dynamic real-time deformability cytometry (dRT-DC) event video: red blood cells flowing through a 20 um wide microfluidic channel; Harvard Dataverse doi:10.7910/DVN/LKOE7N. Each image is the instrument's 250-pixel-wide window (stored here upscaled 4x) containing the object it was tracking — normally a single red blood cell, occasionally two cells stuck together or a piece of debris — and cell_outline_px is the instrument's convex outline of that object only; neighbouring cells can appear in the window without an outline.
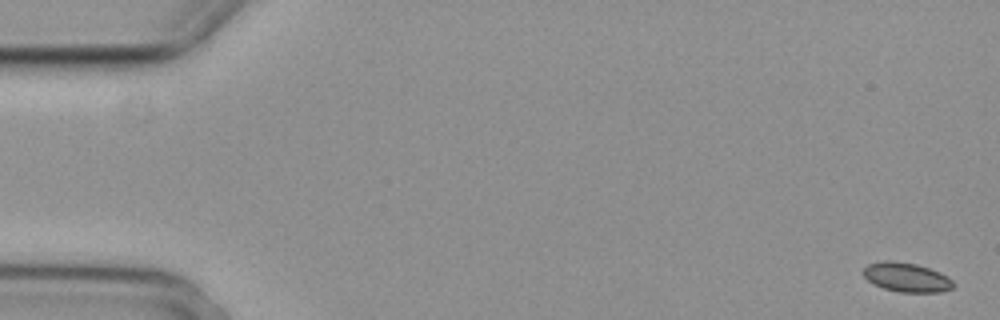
{"species": "common noctule bat (a hibernating species)", "species_latin": "Nyctalus noctula", "temperature_condition": "cold", "stored_images_in_passage": 6, "segment_of_instrument_passage": [2, 2], "camera_frame_rate_fps": 3000, "um_per_image_px": 0.085, "animal": {"sex": "female", "body_mass_g": 29.2, "forearm_length_mm": 56.3}, "frame": {"image": 1, "passage_image": 6, "time_ms": 1.667, "image_size_px": [1000, 320], "cell_outline_px": [[956, 284], [952, 288], [940, 292], [900, 292], [884, 288], [872, 284], [860, 272], [868, 264], [884, 260], [892, 260], [916, 264], [940, 272], [948, 276]], "centroid_in_image_um": [77.04, 23.56], "position_along_channel_um": 8.0, "area_um2": 15.49}}